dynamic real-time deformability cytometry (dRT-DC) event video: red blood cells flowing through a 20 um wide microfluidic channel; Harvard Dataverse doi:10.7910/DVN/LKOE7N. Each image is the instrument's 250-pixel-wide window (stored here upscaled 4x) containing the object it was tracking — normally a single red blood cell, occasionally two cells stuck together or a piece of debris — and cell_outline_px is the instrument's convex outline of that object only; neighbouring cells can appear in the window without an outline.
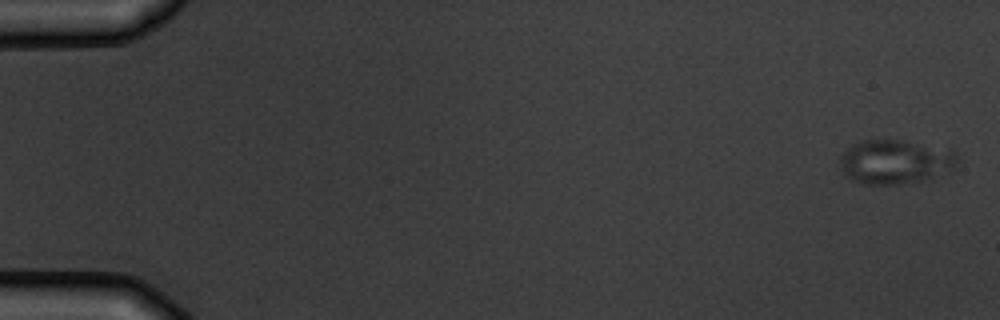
{"species": "common noctule bat (a hibernating species)", "species_latin": "Nyctalus noctula", "temperature_condition": "warm", "stored_images_in_passage": 6, "camera_frame_rate_fps": 3000, "um_per_image_px": 0.085, "animal": {"sex": "male", "body_mass_g": 19.5, "forearm_length_mm": 54.6}, "frame": {"image": 1, "passage_image": 1, "time_ms": 0.0, "image_size_px": [1000, 320], "cell_outline_px": [[956, 168], [920, 180], [900, 184], [860, 184], [844, 176], [840, 168], [840, 156], [852, 144], [860, 140], [900, 140], [952, 148], [956, 152]], "centroid_in_image_um": [76.06, 13.74], "position_along_channel_um": 8.9, "area_um2": 30.4}}
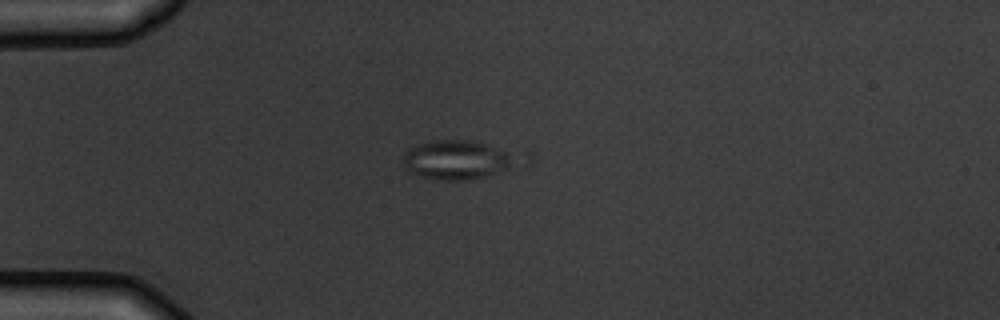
{"frame": {"image": 2, "passage_image": 4, "time_ms": 4.333, "image_size_px": [1000, 320], "cell_outline_px": [[532, 164], [480, 176], [456, 180], [440, 180], [420, 176], [408, 172], [404, 168], [404, 152], [408, 148], [416, 144], [432, 140], [472, 140], [532, 152]], "centroid_in_image_um": [39.27, 13.53], "position_along_channel_um": 45.7, "area_um2": 28.32}}